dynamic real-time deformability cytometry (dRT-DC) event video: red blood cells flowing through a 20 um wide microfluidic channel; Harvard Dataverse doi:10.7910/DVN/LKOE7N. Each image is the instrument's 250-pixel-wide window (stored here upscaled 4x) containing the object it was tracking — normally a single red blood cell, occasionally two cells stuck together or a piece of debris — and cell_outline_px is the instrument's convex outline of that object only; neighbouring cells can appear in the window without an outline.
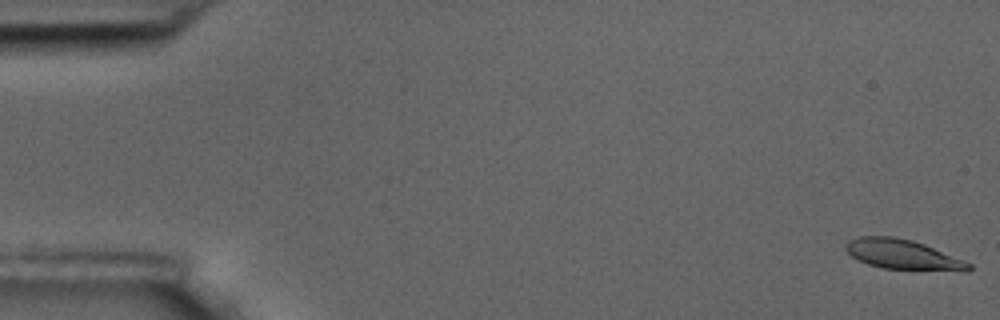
{"species": "common noctule bat (a hibernating species)", "species_latin": "Nyctalus noctula", "temperature_condition": "room temperature", "stored_images_in_passage": 58, "camera_frame_rate_fps": 3000, "um_per_image_px": 0.085, "animal": {"sex": "male", "body_mass_g": 17.5, "forearm_length_mm": 52.3}, "frame": {"image": 1, "passage_image": 1, "time_ms": 0.0, "image_size_px": [1000, 320], "cell_outline_px": [[972, 268], [968, 272], [964, 272], [884, 268], [868, 264], [852, 256], [844, 248], [844, 244], [848, 240], [860, 236], [892, 236], [912, 240], [924, 244], [964, 260], [972, 264]], "centroid_in_image_um": [76.77, 21.64], "position_along_channel_um": 8.2, "area_um2": 21.56}}
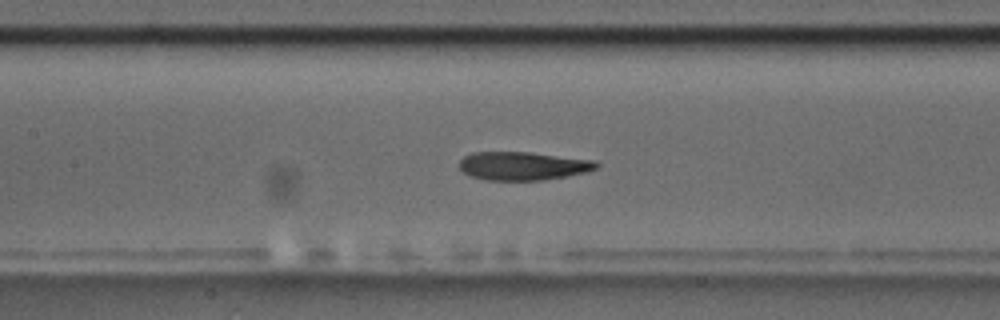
{"frame": {"image": 2, "passage_image": 27, "time_ms": 8.667, "image_size_px": [1000, 320], "cell_outline_px": [[600, 164], [596, 168], [588, 172], [568, 176], [544, 180], [484, 180], [472, 176], [464, 172], [460, 168], [460, 160], [464, 156], [472, 152], [532, 152], [596, 160]], "centroid_in_image_um": [44.5, 14.1], "position_along_channel_um": 162.9, "area_um2": 22.89}}
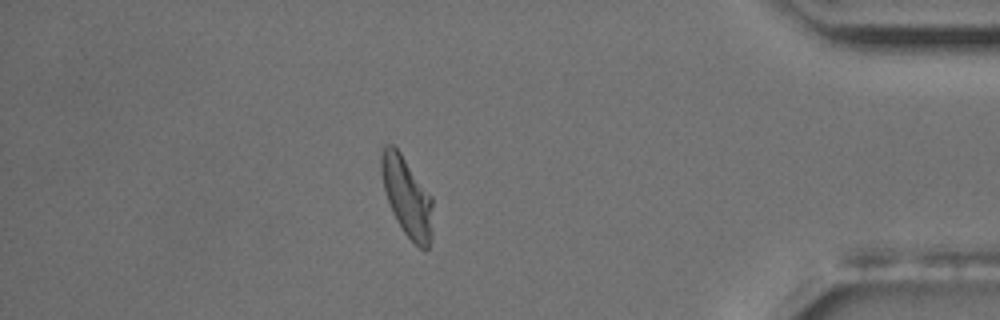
{"frame": {"image": 3, "passage_image": 51, "time_ms": 16.667, "image_size_px": [1000, 320], "cell_outline_px": [[432, 236], [428, 248], [424, 252], [404, 232], [396, 220], [392, 212], [384, 188], [380, 172], [380, 144], [392, 144], [400, 152], [432, 196]], "centroid_in_image_um": [34.57, 16.69], "position_along_channel_um": 400.6, "area_um2": 23.99}, "authors_computed_cell_mechanics": {"area_um2": 23.3223, "velocity_mm_per_s": 3.4603, "shape_relaxation_time_tau1_ms": 7.1134, "shape_relaxation_time_tau2_ms": 2.2693, "deformation_change_tau1": 0.1962, "deformation_change_tau2": 0.0889}}